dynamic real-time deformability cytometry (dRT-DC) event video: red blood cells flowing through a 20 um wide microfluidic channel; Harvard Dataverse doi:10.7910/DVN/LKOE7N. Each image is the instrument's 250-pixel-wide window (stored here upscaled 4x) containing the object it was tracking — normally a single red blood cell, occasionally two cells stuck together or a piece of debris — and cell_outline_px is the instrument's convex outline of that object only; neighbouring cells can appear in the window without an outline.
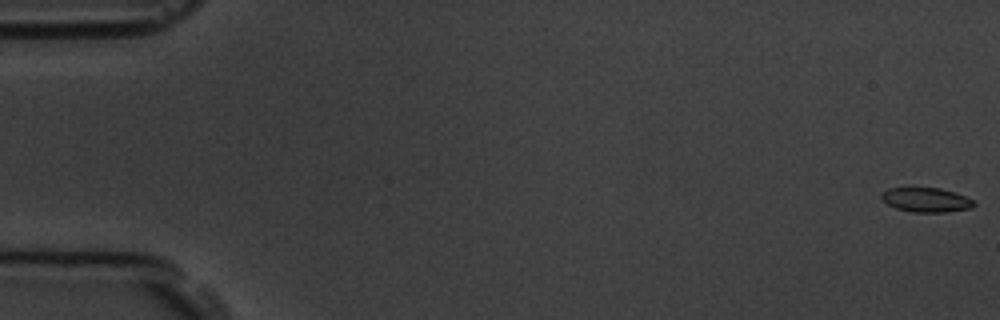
{"species": "common noctule bat (a hibernating species)", "species_latin": "Nyctalus noctula", "temperature_condition": "room temperature", "stored_images_in_passage": 8, "camera_frame_rate_fps": 3000, "um_per_image_px": 0.085, "animal": {"sex": "male", "body_mass_g": 19.5, "forearm_length_mm": 54.6}, "frame": {"image": 1, "passage_image": 1, "time_ms": 0.0, "image_size_px": [1000, 320], "cell_outline_px": [[976, 204], [972, 208], [944, 212], [912, 212], [896, 208], [888, 204], [880, 196], [888, 188], [940, 188], [956, 192], [972, 200]], "centroid_in_image_um": [78.75, 16.99], "position_along_channel_um": 6.3, "area_um2": 13.01}}
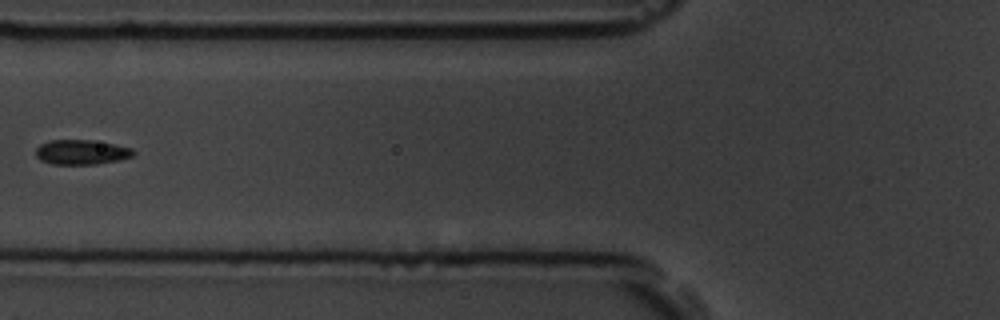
{"frame": {"image": 2, "passage_image": 7, "time_ms": 7.0, "image_size_px": [1000, 320], "cell_outline_px": [[136, 152], [132, 156], [120, 160], [96, 164], [52, 164], [40, 160], [36, 156], [36, 148], [40, 144], [52, 140], [92, 140], [132, 148]], "centroid_in_image_um": [6.92, 12.93], "position_along_channel_um": 118.9, "area_um2": 14.05}}
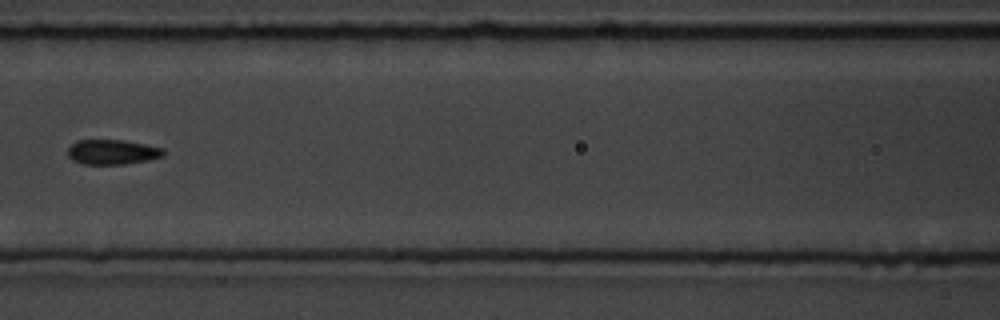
{"frame": {"image": 3, "passage_image": 8, "time_ms": 8.0, "image_size_px": [1000, 320], "cell_outline_px": [[164, 156], [148, 160], [124, 164], [84, 164], [72, 160], [68, 156], [68, 148], [76, 140], [124, 140], [164, 148]], "centroid_in_image_um": [9.55, 12.92], "position_along_channel_um": 157.1, "area_um2": 13.87}}